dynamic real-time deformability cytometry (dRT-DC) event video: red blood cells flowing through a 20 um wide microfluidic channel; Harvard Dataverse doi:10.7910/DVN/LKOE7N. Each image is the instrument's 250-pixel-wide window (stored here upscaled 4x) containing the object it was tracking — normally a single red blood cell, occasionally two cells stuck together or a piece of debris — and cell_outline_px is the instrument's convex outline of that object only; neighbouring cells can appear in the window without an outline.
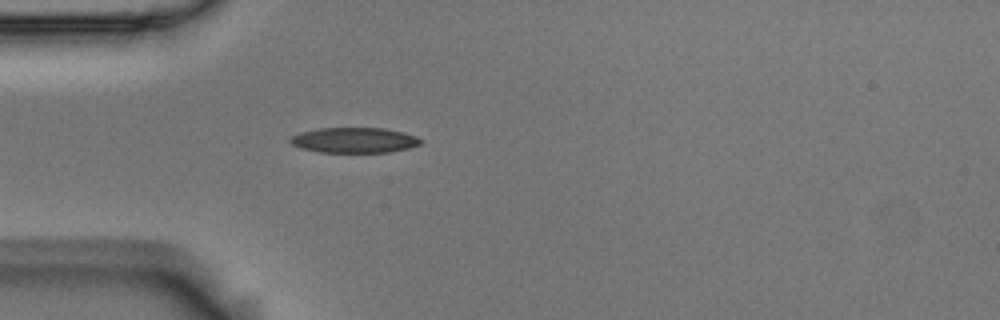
{"species": "Egyptian fruit bat (a non-hibernating species)", "species_latin": "Rousettus aegyptiacus", "temperature_condition": "room temperature", "stored_images_in_passage": 1, "camera_frame_rate_fps": 3000, "um_per_image_px": 0.085, "animal": {"sex": "male"}, "frame": {"image": 1, "passage_image": 1, "time_ms": 0.0, "image_size_px": [1000, 320], "cell_outline_px": [[420, 144], [408, 148], [388, 152], [320, 152], [300, 148], [292, 144], [288, 140], [292, 136], [300, 132], [316, 128], [384, 128], [404, 132], [416, 136], [420, 140]], "centroid_in_image_um": [30.08, 11.91], "position_along_channel_um": 54.9, "area_um2": 19.19}}